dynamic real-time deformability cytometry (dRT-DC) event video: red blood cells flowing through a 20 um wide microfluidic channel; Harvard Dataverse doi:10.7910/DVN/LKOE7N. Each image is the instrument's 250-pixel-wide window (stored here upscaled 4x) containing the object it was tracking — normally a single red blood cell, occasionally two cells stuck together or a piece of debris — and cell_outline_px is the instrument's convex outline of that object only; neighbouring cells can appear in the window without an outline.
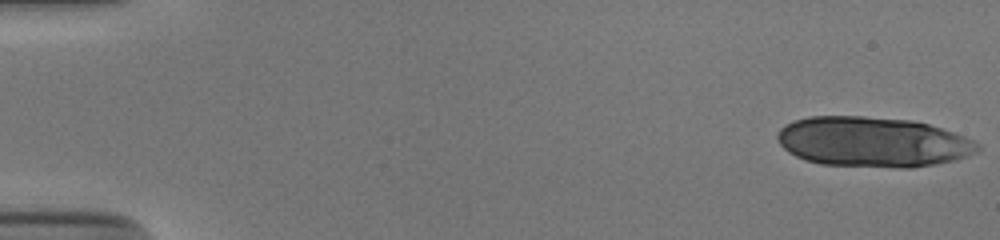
{"species": "human", "species_latin": "Homo sapiens", "temperature_condition": "cold", "stored_images_in_passage": 18, "camera_frame_rate_fps": 3000, "um_per_image_px": 0.085, "donor": {"sex": "male"}, "frame": {"image": 1, "passage_image": 1, "time_ms": 0.0, "image_size_px": [1000, 240], "cell_outline_px": [[980, 148], [976, 152], [968, 156], [956, 160], [936, 164], [912, 168], [896, 168], [820, 164], [804, 160], [788, 152], [776, 140], [776, 132], [784, 124], [808, 116], [864, 116], [912, 120], [928, 124], [964, 136], [980, 144]], "centroid_in_image_um": [74.15, 12.07], "position_along_channel_um": 10.8, "area_um2": 58.96}}